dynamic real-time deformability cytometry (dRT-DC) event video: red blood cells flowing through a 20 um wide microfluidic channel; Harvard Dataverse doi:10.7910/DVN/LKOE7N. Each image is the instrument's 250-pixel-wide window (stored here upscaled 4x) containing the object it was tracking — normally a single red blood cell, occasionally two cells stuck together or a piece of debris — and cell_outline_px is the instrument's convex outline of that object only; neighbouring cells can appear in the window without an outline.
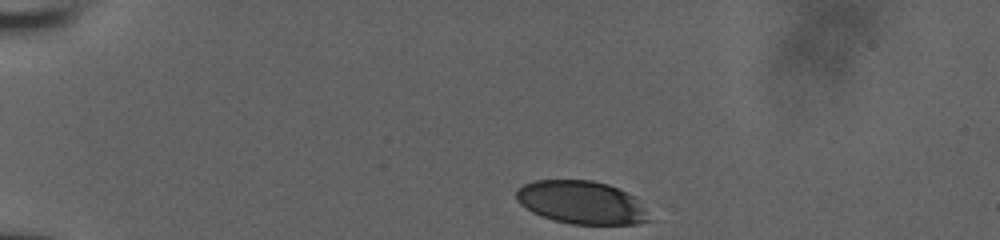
{"species": "human", "species_latin": "Homo sapiens", "temperature_condition": "room temperature", "stored_images_in_passage": 10, "camera_frame_rate_fps": 3000, "um_per_image_px": 0.085, "donor": {"sex": "male"}, "frame": {"image": 1, "passage_image": 1, "time_ms": 0.0, "image_size_px": [1000, 240], "cell_outline_px": [[652, 220], [636, 224], [572, 224], [552, 220], [540, 216], [532, 212], [520, 204], [516, 200], [516, 188], [524, 184], [536, 180], [592, 180], [608, 184], [632, 196], [644, 208]], "centroid_in_image_um": [49.37, 17.21], "position_along_channel_um": 35.6, "area_um2": 33.23}}